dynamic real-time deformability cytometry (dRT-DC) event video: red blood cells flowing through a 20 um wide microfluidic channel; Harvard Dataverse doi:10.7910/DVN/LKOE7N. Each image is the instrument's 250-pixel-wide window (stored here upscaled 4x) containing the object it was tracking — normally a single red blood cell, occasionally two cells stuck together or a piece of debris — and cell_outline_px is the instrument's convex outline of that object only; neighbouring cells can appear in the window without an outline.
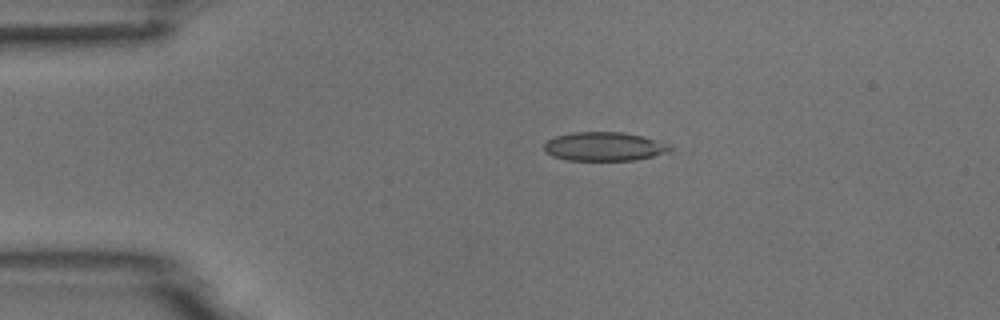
{"species": "common noctule bat (a hibernating species)", "species_latin": "Nyctalus noctula", "temperature_condition": "room temperature", "stored_images_in_passage": 6, "camera_frame_rate_fps": 3000, "um_per_image_px": 0.085, "animal": {"sex": "male", "body_mass_g": 18.8}, "frame": {"image": 1, "passage_image": 3, "time_ms": 0.667, "image_size_px": [1000, 320], "cell_outline_px": [[672, 148], [668, 152], [636, 160], [568, 160], [552, 156], [544, 152], [544, 144], [548, 140], [556, 136], [572, 132], [624, 132], [672, 144]], "centroid_in_image_um": [51.35, 12.45], "position_along_channel_um": 33.7, "area_um2": 21.15}}